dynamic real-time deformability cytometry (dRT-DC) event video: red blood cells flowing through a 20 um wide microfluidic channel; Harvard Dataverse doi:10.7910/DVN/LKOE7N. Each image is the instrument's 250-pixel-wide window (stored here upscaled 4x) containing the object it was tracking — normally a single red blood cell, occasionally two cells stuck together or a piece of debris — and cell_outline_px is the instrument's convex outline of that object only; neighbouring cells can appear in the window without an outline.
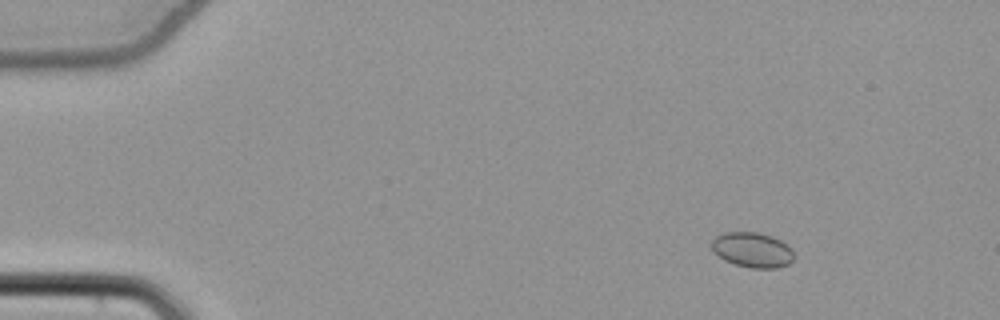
{"species": "common noctule bat (a hibernating species)", "species_latin": "Nyctalus noctula", "temperature_condition": "cold", "stored_images_in_passage": 48, "camera_frame_rate_fps": 3000, "um_per_image_px": 0.085, "animal": {"sex": "female", "body_mass_g": 22.7, "forearm_length_mm": 54.2}, "frame": {"image": 1, "passage_image": 1, "time_ms": 0.0, "image_size_px": [1000, 320], "cell_outline_px": [[796, 256], [788, 264], [776, 268], [752, 268], [736, 264], [724, 260], [712, 252], [712, 240], [716, 236], [724, 232], [756, 232], [772, 236], [780, 240], [792, 248]], "centroid_in_image_um": [63.96, 21.24], "position_along_channel_um": 21.0, "area_um2": 16.94}}
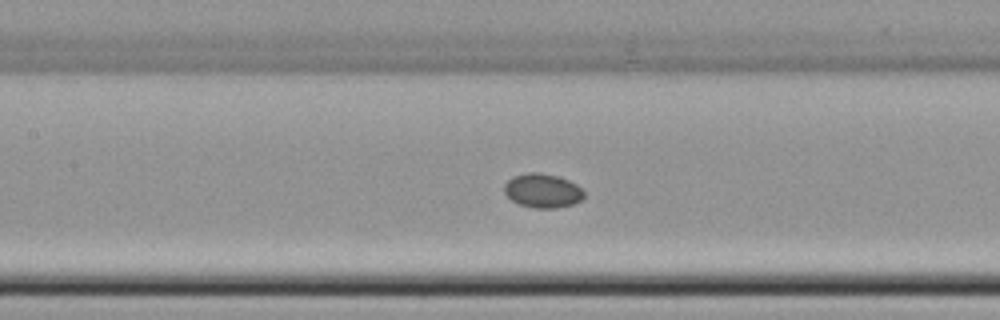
{"frame": {"image": 2, "passage_image": 20, "time_ms": 6.333, "image_size_px": [1000, 320], "cell_outline_px": [[584, 196], [580, 200], [572, 204], [556, 208], [532, 208], [520, 204], [512, 200], [504, 192], [504, 184], [512, 176], [528, 172], [540, 172], [556, 176], [568, 180], [576, 184], [584, 192]], "centroid_in_image_um": [46.09, 16.2], "position_along_channel_um": 161.3, "area_um2": 15.78}}
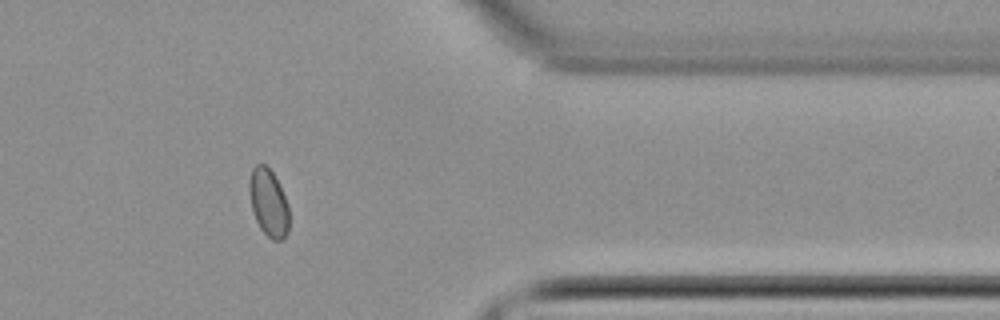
{"frame": {"image": 3, "passage_image": 39, "time_ms": 12.667, "image_size_px": [1000, 320], "cell_outline_px": [[288, 232], [280, 240], [272, 240], [260, 228], [256, 220], [252, 208], [248, 192], [248, 180], [252, 168], [256, 164], [264, 164], [272, 172], [288, 204]], "centroid_in_image_um": [22.79, 17.21], "position_along_channel_um": 388.6, "area_um2": 15.49}}